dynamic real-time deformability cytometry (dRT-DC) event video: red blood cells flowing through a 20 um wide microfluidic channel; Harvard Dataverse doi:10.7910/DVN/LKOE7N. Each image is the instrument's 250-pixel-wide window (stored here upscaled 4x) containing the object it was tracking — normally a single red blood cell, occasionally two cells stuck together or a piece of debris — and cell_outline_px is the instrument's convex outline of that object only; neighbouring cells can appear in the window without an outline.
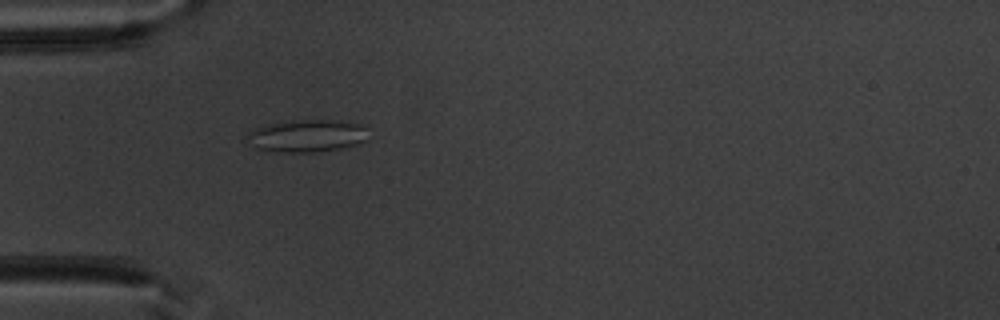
{"species": "common noctule bat (a hibernating species)", "species_latin": "Nyctalus noctula", "temperature_condition": "warm", "stored_images_in_passage": 51, "camera_frame_rate_fps": 3000, "um_per_image_px": 0.085, "animal": {"sex": "male", "body_mass_g": 20.1, "forearm_length_mm": 53.5}, "frame": {"image": 1, "passage_image": 16, "time_ms": 5.0, "image_size_px": [1000, 320], "cell_outline_px": [[364, 140], [356, 144], [340, 148], [312, 152], [276, 152], [260, 148], [252, 144], [248, 136], [248, 132], [256, 128], [268, 124], [304, 120], [340, 120], [356, 124], [364, 128]], "centroid_in_image_um": [26.06, 11.54], "position_along_channel_um": 58.9, "area_um2": 22.02}}
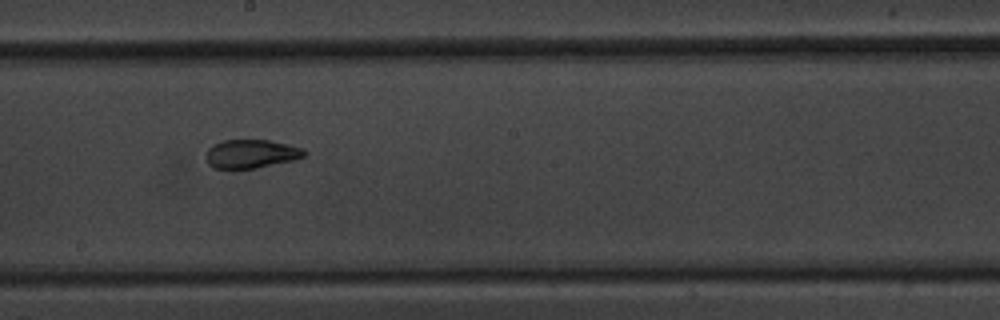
{"frame": {"image": 2, "passage_image": 29, "time_ms": 9.333, "image_size_px": [1000, 320], "cell_outline_px": [[308, 152], [304, 156], [292, 160], [256, 168], [212, 168], [208, 164], [208, 148], [212, 144], [224, 140], [268, 140], [304, 148]], "centroid_in_image_um": [21.36, 13.07], "position_along_channel_um": 226.8, "area_um2": 16.18}}
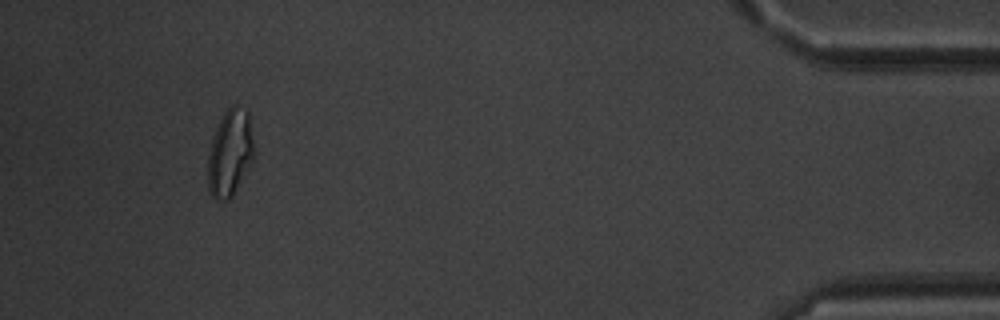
{"frame": {"image": 3, "passage_image": 48, "time_ms": 15.667, "image_size_px": [1000, 320], "cell_outline_px": [[256, 152], [248, 168], [232, 196], [228, 200], [216, 200], [208, 192], [208, 152], [216, 128], [224, 112], [232, 104], [236, 104], [248, 112]], "centroid_in_image_um": [19.56, 12.99], "position_along_channel_um": 415.6, "area_um2": 23.41}, "authors_computed_cell_mechanics": {"area_um2": 20.4612, "velocity_mm_per_s": 3.9763, "shape_relaxation_time_tau1_ms": 6.742, "shape_relaxation_time_tau2_ms": 1.4068, "deformation_change_tau1": 0.1806, "deformation_change_tau2": 0.0747}}